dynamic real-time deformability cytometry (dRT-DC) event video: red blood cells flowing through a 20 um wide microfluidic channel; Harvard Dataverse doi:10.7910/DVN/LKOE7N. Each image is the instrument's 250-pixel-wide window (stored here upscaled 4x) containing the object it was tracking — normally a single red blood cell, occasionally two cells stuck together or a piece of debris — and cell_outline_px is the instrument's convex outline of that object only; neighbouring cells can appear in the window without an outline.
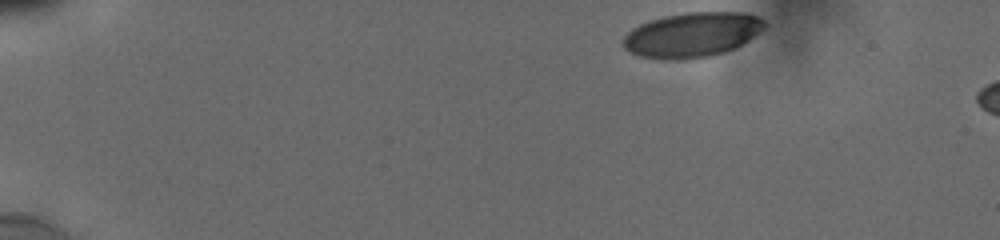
{"species": "human", "species_latin": "Homo sapiens", "temperature_condition": "cold", "stored_images_in_passage": 7, "camera_frame_rate_fps": 3000, "um_per_image_px": 0.085, "donor": {"sex": "male"}, "frame": {"image": 1, "passage_image": 1, "time_ms": 0.0, "image_size_px": [1000, 240], "cell_outline_px": [[768, 24], [764, 28], [748, 40], [736, 48], [724, 52], [708, 56], [676, 60], [660, 60], [640, 56], [624, 48], [624, 36], [632, 28], [648, 20], [664, 16], [688, 12], [748, 12], [764, 20]], "centroid_in_image_um": [58.84, 2.95], "position_along_channel_um": 26.2, "area_um2": 36.99}}